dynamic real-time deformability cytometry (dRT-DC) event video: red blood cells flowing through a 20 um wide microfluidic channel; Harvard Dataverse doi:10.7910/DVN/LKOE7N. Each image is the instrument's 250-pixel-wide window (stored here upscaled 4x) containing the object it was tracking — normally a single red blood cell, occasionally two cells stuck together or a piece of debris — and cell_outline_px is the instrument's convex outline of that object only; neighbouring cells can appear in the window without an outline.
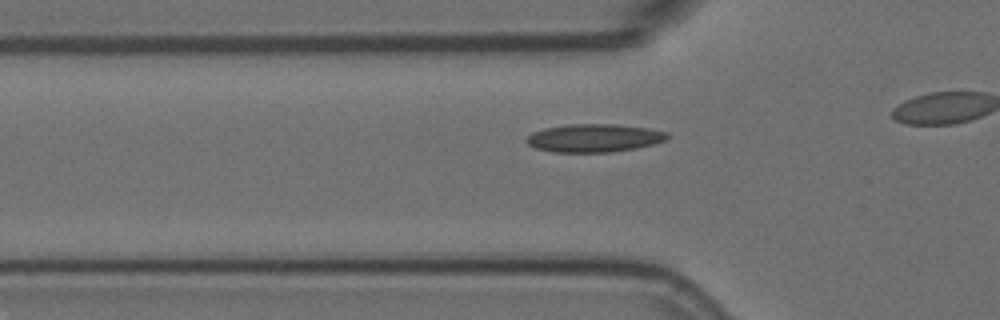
{"species": "Egyptian fruit bat (a non-hibernating species)", "species_latin": "Rousettus aegyptiacus", "temperature_condition": "room temperature", "stored_images_in_passage": 27, "camera_frame_rate_fps": 3000, "um_per_image_px": 0.085, "animal": {"sex": "female"}, "frame": {"image": 1, "passage_image": 15, "time_ms": 4.667, "image_size_px": [1000, 320], "cell_outline_px": [[672, 136], [668, 140], [636, 148], [612, 152], [552, 152], [536, 148], [528, 144], [524, 140], [532, 132], [544, 128], [568, 124], [616, 124], [648, 128], [668, 132]], "centroid_in_image_um": [50.53, 11.73], "position_along_channel_um": 75.3, "area_um2": 23.29}}
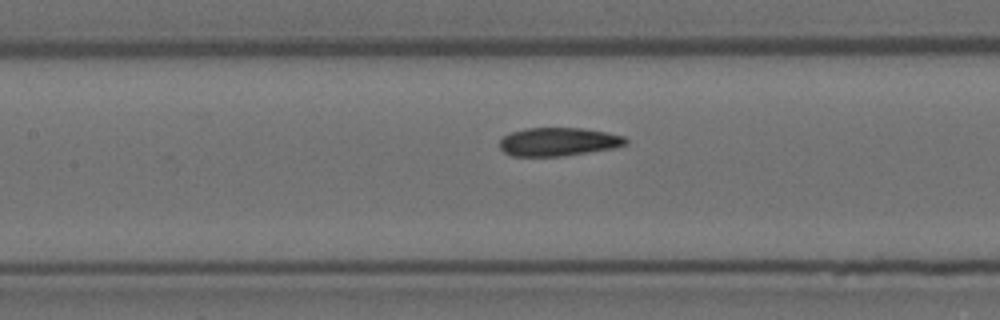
{"frame": {"image": 2, "passage_image": 22, "time_ms": 7.0, "image_size_px": [1000, 320], "cell_outline_px": [[628, 144], [612, 148], [564, 156], [512, 156], [504, 152], [500, 148], [500, 140], [504, 136], [512, 132], [524, 128], [584, 128], [624, 136], [628, 140]], "centroid_in_image_um": [47.46, 12.05], "position_along_channel_um": 159.9, "area_um2": 20.81}}
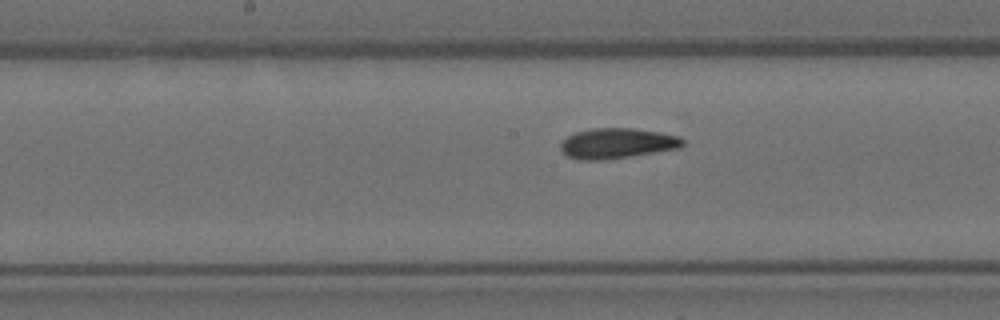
{"frame": {"image": 3, "passage_image": 25, "time_ms": 8.0, "image_size_px": [1000, 320], "cell_outline_px": [[684, 144], [680, 148], [632, 156], [604, 160], [580, 160], [568, 156], [560, 148], [560, 144], [568, 136], [576, 132], [592, 128], [632, 128], [660, 132], [680, 136], [684, 140]], "centroid_in_image_um": [52.48, 12.18], "position_along_channel_um": 195.7, "area_um2": 21.62}}